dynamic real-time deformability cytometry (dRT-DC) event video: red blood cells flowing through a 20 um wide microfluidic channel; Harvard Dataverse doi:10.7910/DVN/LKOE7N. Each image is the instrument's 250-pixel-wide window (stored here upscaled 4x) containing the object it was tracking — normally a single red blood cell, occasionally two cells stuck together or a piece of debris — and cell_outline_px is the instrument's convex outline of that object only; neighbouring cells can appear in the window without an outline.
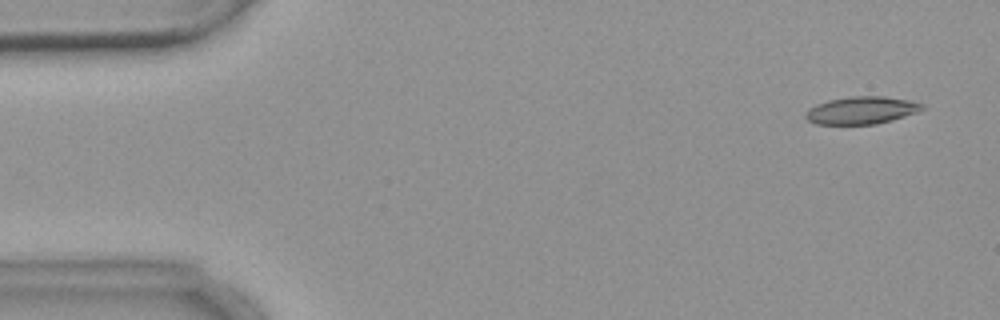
{"species": "common noctule bat (a hibernating species)", "species_latin": "Nyctalus noctula", "temperature_condition": "warm", "stored_images_in_passage": 2, "camera_frame_rate_fps": 3000, "um_per_image_px": 0.085, "animal": {"sex": "female", "body_mass_g": 18.4}, "frame": {"image": 1, "passage_image": 1, "time_ms": 0.0, "image_size_px": [1000, 320], "cell_outline_px": [[924, 108], [916, 112], [904, 116], [876, 124], [816, 124], [808, 120], [804, 116], [804, 112], [808, 108], [816, 104], [828, 100], [848, 96], [884, 96], [912, 100], [924, 104]], "centroid_in_image_um": [73.2, 9.36], "position_along_channel_um": 11.8, "area_um2": 18.79}}
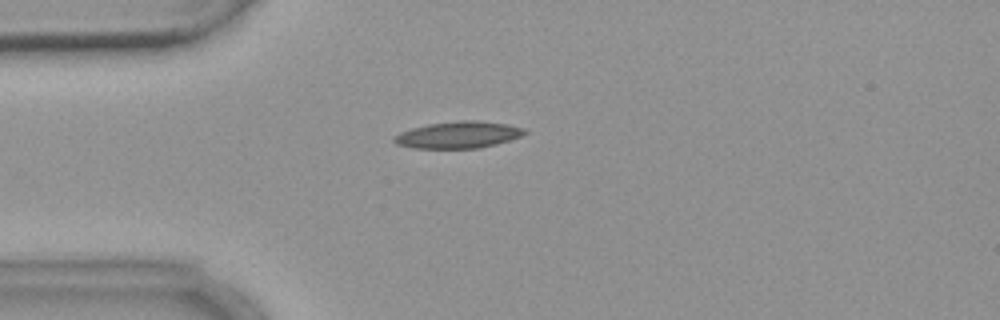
{"frame": {"image": 2, "passage_image": 2, "time_ms": 3.667, "image_size_px": [1000, 320], "cell_outline_px": [[528, 132], [520, 136], [496, 144], [480, 148], [412, 148], [396, 144], [392, 140], [392, 136], [400, 132], [412, 128], [428, 124], [460, 120], [476, 120], [508, 124], [524, 128]], "centroid_in_image_um": [38.93, 11.46], "position_along_channel_um": 46.1, "area_um2": 20.4}}